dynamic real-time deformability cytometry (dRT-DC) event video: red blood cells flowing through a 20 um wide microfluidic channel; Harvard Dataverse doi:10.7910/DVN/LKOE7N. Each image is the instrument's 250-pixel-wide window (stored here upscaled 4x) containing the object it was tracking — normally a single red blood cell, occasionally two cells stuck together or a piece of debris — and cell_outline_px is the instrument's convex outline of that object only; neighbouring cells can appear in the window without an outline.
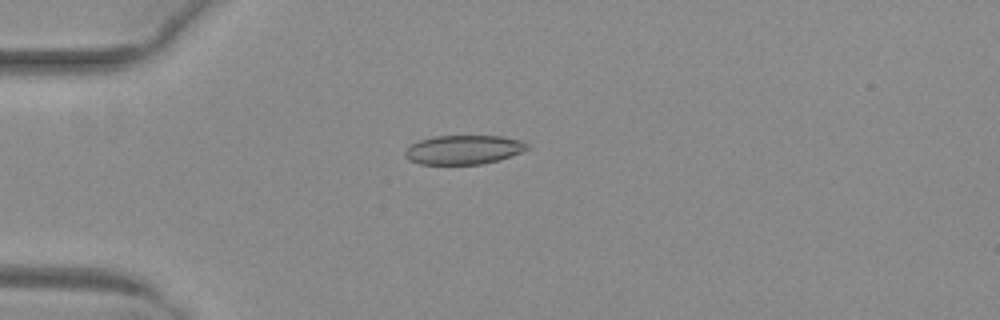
{"species": "common noctule bat (a hibernating species)", "species_latin": "Nyctalus noctula", "temperature_condition": "warm", "stored_images_in_passage": 52, "camera_frame_rate_fps": 3000, "um_per_image_px": 0.085, "animal": {"sex": "female", "body_mass_g": 29.2, "forearm_length_mm": 56.3}, "frame": {"image": 1, "passage_image": 15, "time_ms": 4.667, "image_size_px": [1000, 320], "cell_outline_px": [[528, 148], [512, 156], [480, 164], [420, 164], [408, 160], [404, 156], [404, 152], [412, 144], [420, 140], [436, 136], [504, 136], [524, 140], [528, 144]], "centroid_in_image_um": [39.42, 12.72], "position_along_channel_um": 45.6, "area_um2": 20.69}}
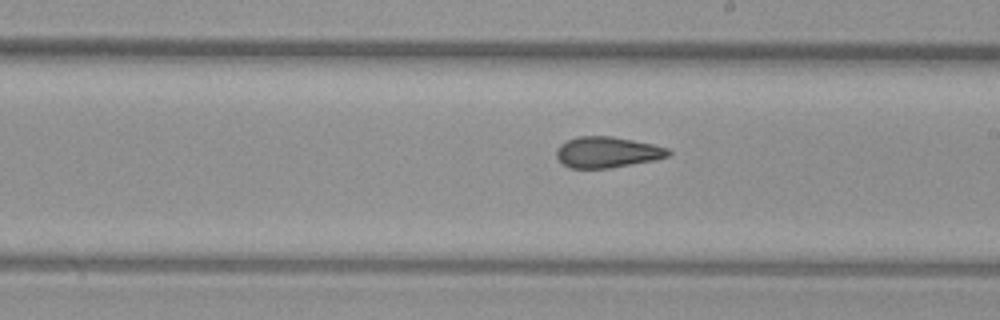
{"frame": {"image": 2, "passage_image": 31, "time_ms": 10.0, "image_size_px": [1000, 320], "cell_outline_px": [[672, 152], [668, 156], [656, 160], [608, 168], [568, 168], [556, 156], [556, 148], [560, 144], [568, 140], [580, 136], [612, 136], [652, 144], [668, 148]], "centroid_in_image_um": [51.61, 12.94], "position_along_channel_um": 237.4, "area_um2": 20.11}}
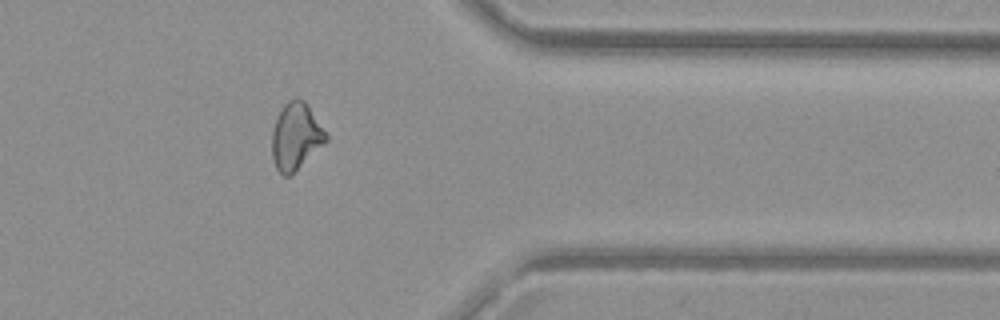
{"frame": {"image": 3, "passage_image": 43, "time_ms": 14.0, "image_size_px": [1000, 320], "cell_outline_px": [[328, 140], [288, 176], [284, 176], [276, 168], [272, 156], [272, 132], [276, 116], [280, 108], [288, 100], [296, 96], [304, 100], [308, 104], [328, 136]], "centroid_in_image_um": [25.13, 11.52], "position_along_channel_um": 386.3, "area_um2": 20.92}, "authors_computed_cell_mechanics": {"area_um2": 20.9236, "velocity_mm_per_s": 4.0452, "shape_relaxation_time_tau1_ms": null, "shape_relaxation_time_tau2_ms": 1.9816, "deformation_change_tau1": null, "deformation_change_tau2": 0.0892}}